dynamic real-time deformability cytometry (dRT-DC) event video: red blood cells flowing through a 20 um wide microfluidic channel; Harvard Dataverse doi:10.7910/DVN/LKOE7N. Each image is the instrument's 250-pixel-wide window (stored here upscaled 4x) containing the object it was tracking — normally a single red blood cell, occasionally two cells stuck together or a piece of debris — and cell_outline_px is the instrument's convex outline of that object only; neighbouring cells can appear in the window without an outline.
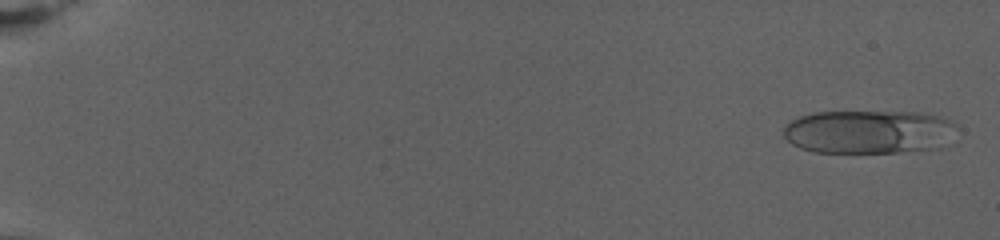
{"species": "human", "species_latin": "Homo sapiens", "temperature_condition": "warm", "stored_images_in_passage": 79, "camera_frame_rate_fps": 3000, "um_per_image_px": 0.085, "donor": {"sex": "female"}, "frame": {"image": 1, "passage_image": 3, "time_ms": 0.667, "image_size_px": [1000, 240], "cell_outline_px": [[952, 124], [928, 148], [896, 152], [816, 152], [800, 148], [792, 144], [784, 136], [784, 128], [792, 120], [800, 116], [816, 112], [912, 112], [940, 116], [948, 120]], "centroid_in_image_um": [73.54, 11.18], "position_along_channel_um": 11.5, "area_um2": 41.73}}
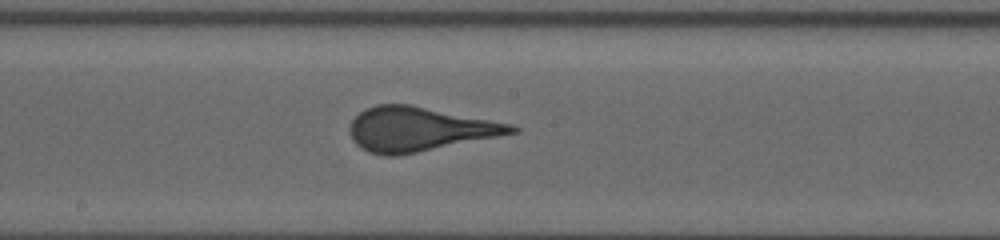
{"frame": {"image": 2, "passage_image": 46, "time_ms": 15.0, "image_size_px": [1000, 240], "cell_outline_px": [[520, 132], [396, 156], [384, 156], [368, 152], [360, 148], [352, 140], [348, 132], [348, 128], [352, 120], [364, 108], [376, 104], [408, 104], [512, 124], [520, 128]], "centroid_in_image_um": [35.58, 10.98], "position_along_channel_um": 212.6, "area_um2": 41.62}}
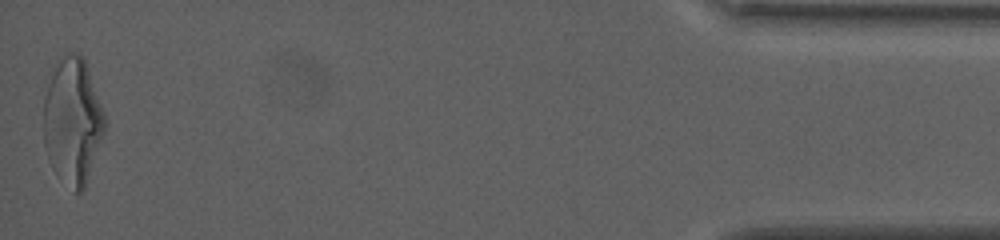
{"frame": {"image": 3, "passage_image": 79, "time_ms": 26.0, "image_size_px": [1000, 240], "cell_outline_px": [[104, 132], [84, 188], [80, 192], [76, 192], [48, 156], [44, 144], [44, 96], [48, 84], [60, 60], [68, 52], [76, 52], [84, 56], [104, 112]], "centroid_in_image_um": [6.2, 10.19], "position_along_channel_um": 429.0, "area_um2": 43.35}}